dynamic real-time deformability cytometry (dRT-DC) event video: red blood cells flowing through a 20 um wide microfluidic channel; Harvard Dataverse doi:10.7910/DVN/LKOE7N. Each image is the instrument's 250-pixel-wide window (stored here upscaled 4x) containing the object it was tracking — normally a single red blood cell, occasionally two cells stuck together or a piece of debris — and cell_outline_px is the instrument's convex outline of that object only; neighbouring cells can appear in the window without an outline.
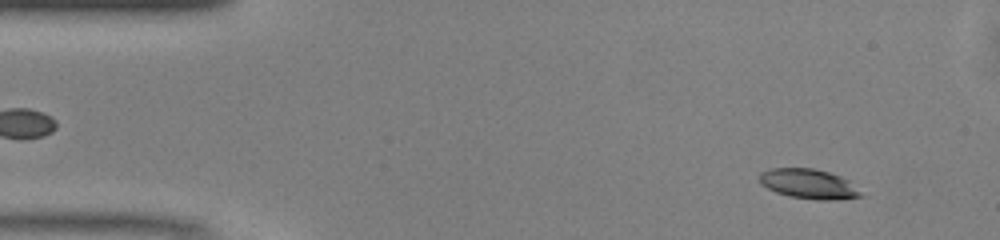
{"species": "common noctule bat (a hibernating species)", "species_latin": "Nyctalus noctula", "temperature_condition": "warm", "stored_images_in_passage": 49, "camera_frame_rate_fps": 3000, "um_per_image_px": 0.085, "animal": {"sex": "male", "body_mass_g": 13.0, "forearm_length_mm": 53.1}, "frame": {"image": 1, "passage_image": 4, "time_ms": 1.0, "image_size_px": [1000, 240], "cell_outline_px": [[864, 196], [832, 200], [816, 200], [788, 196], [776, 192], [760, 184], [760, 172], [772, 168], [812, 168], [828, 172], [840, 176], [848, 180]], "centroid_in_image_um": [68.71, 15.63], "position_along_channel_um": 16.3, "area_um2": 17.46}}
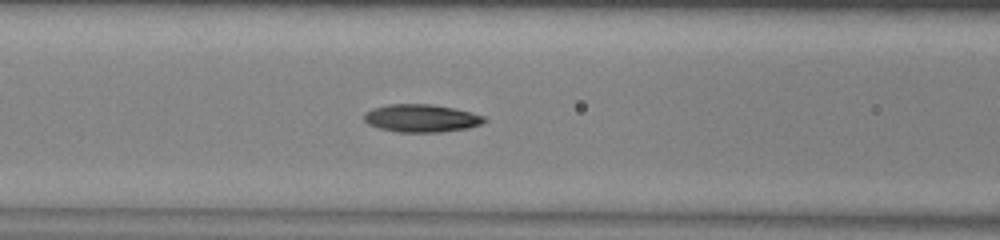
{"frame": {"image": 2, "passage_image": 19, "time_ms": 6.0, "image_size_px": [1000, 240], "cell_outline_px": [[488, 120], [480, 124], [468, 128], [440, 132], [400, 132], [380, 128], [368, 124], [364, 120], [364, 112], [372, 108], [388, 104], [432, 104], [452, 108], [484, 116]], "centroid_in_image_um": [35.78, 10.04], "position_along_channel_um": 130.8, "area_um2": 19.36}}
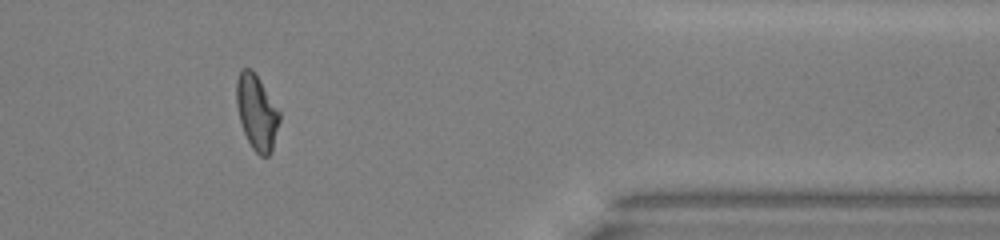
{"frame": {"image": 3, "passage_image": 40, "time_ms": 13.0, "image_size_px": [1000, 240], "cell_outline_px": [[280, 120], [272, 152], [268, 156], [260, 156], [252, 148], [244, 132], [240, 120], [236, 104], [236, 80], [240, 68], [252, 68], [260, 80], [280, 112]], "centroid_in_image_um": [21.82, 9.53], "position_along_channel_um": 389.6, "area_um2": 18.9}, "authors_computed_cell_mechanics": {"area_um2": 18.6694, "velocity_mm_per_s": 4.109, "shape_relaxation_time_tau1_ms": 4.8725, "shape_relaxation_time_tau2_ms": 4.2273, "deformation_change_tau1": 0.1758, "deformation_change_tau2": 0.1079}}